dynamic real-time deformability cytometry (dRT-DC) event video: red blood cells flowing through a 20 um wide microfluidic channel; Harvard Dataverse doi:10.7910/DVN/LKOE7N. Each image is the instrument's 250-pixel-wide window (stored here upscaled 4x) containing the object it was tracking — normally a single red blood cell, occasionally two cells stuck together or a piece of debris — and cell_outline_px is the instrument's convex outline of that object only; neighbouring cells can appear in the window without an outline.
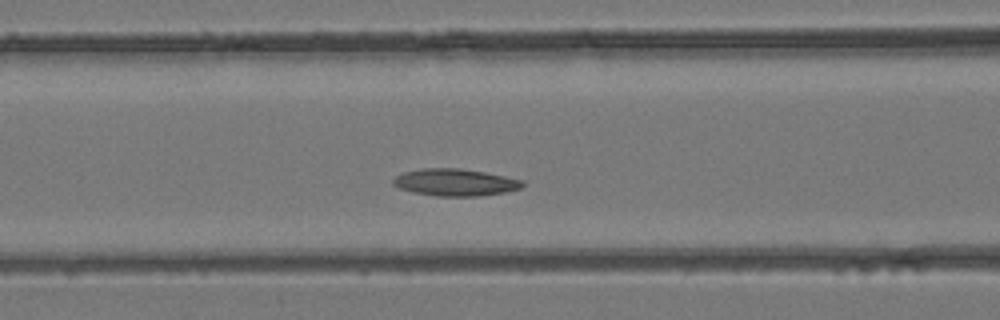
{"species": "common noctule bat (a hibernating species)", "species_latin": "Nyctalus noctula", "temperature_condition": "room temperature", "stored_images_in_passage": 36, "camera_frame_rate_fps": 3000, "um_per_image_px": 0.085, "animal": {"sex": "female", "body_mass_g": 24.6, "forearm_length_mm": 56.2}, "frame": {"image": 1, "passage_image": 14, "time_ms": 4.333, "image_size_px": [1000, 320], "cell_outline_px": [[524, 184], [520, 188], [504, 192], [480, 196], [436, 196], [416, 192], [400, 188], [392, 184], [392, 180], [396, 176], [404, 172], [424, 168], [460, 168], [484, 172], [524, 180]], "centroid_in_image_um": [38.69, 15.49], "position_along_channel_um": 127.9, "area_um2": 20.23}}
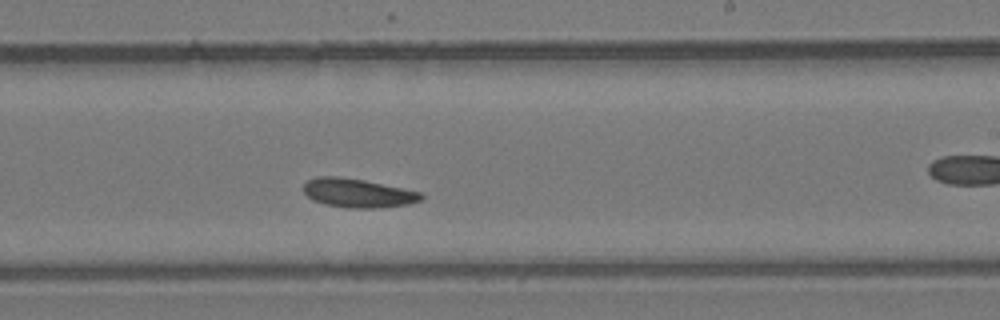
{"frame": {"image": 2, "passage_image": 22, "time_ms": 7.0, "image_size_px": [1000, 320], "cell_outline_px": [[424, 196], [420, 200], [408, 204], [372, 208], [348, 208], [324, 204], [312, 200], [304, 192], [304, 184], [308, 180], [316, 176], [340, 176], [364, 180], [420, 192]], "centroid_in_image_um": [30.37, 16.4], "position_along_channel_um": 258.6, "area_um2": 19.65}}
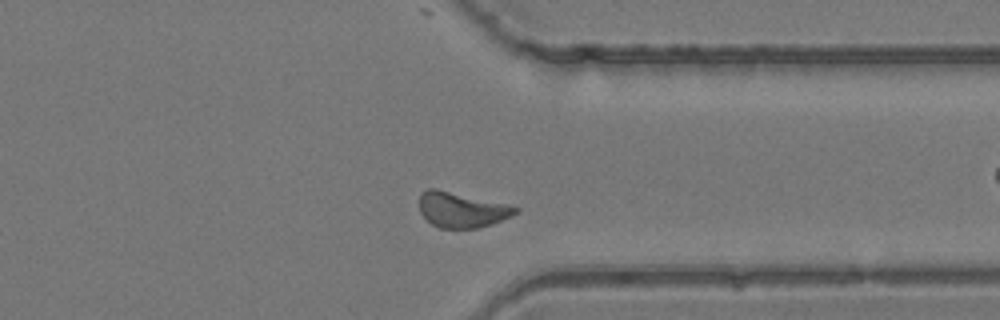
{"frame": {"image": 3, "passage_image": 29, "time_ms": 9.333, "image_size_px": [1000, 320], "cell_outline_px": [[520, 208], [516, 212], [492, 224], [480, 228], [440, 228], [432, 224], [420, 212], [420, 192], [428, 188], [436, 188], [504, 204]], "centroid_in_image_um": [39.18, 17.83], "position_along_channel_um": 372.2, "area_um2": 19.36}}